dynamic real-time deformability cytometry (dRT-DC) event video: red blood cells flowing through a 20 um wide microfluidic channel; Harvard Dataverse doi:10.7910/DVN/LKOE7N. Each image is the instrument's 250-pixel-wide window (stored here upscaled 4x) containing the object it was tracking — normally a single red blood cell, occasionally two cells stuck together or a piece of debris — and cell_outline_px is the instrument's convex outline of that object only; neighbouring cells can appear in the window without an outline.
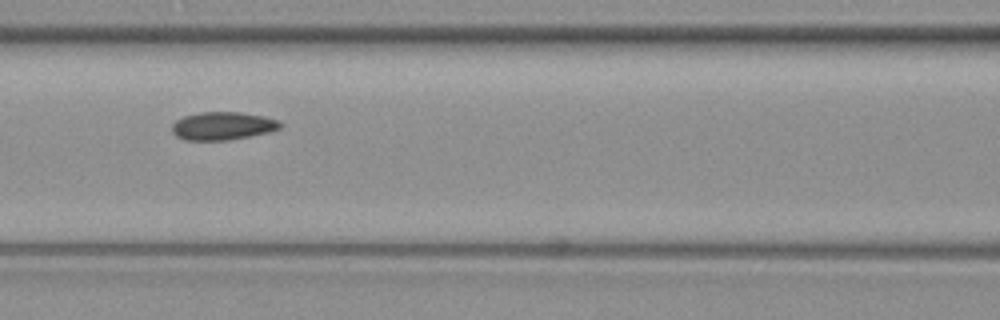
{"species": "common noctule bat (a hibernating species)", "species_latin": "Nyctalus noctula", "temperature_condition": "warm", "stored_images_in_passage": 6, "camera_frame_rate_fps": 3000, "um_per_image_px": 0.085, "animal": {"sex": "female", "body_mass_g": 19.3, "forearm_length_mm": 54.1}, "frame": {"image": 1, "passage_image": 6, "time_ms": 1.667, "image_size_px": [1000, 320], "cell_outline_px": [[284, 124], [280, 128], [268, 132], [228, 140], [184, 140], [176, 136], [172, 132], [172, 124], [176, 120], [184, 116], [200, 112], [240, 112], [264, 116], [276, 120]], "centroid_in_image_um": [18.9, 10.7], "position_along_channel_um": 147.7, "area_um2": 17.63}}